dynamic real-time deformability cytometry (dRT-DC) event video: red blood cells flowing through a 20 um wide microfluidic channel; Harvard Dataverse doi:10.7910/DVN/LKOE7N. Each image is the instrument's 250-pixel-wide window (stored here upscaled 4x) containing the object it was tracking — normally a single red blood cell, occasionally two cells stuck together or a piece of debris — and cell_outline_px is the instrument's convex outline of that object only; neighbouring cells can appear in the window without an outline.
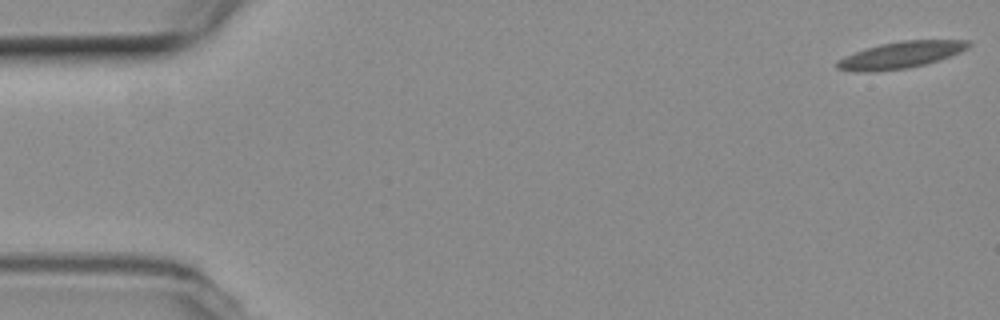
{"species": "common noctule bat (a hibernating species)", "species_latin": "Nyctalus noctula", "temperature_condition": "room temperature", "stored_images_in_passage": 56, "camera_frame_rate_fps": 3000, "um_per_image_px": 0.085, "animal": {"sex": "female", "body_mass_g": 19.3, "forearm_length_mm": 54.1}, "frame": {"image": 1, "passage_image": 1, "time_ms": 0.0, "image_size_px": [1000, 320], "cell_outline_px": [[972, 44], [968, 48], [960, 52], [924, 64], [908, 68], [872, 72], [856, 72], [836, 68], [836, 60], [844, 56], [880, 44], [904, 40], [968, 40]], "centroid_in_image_um": [76.53, 4.67], "position_along_channel_um": 8.5, "area_um2": 20.23}}
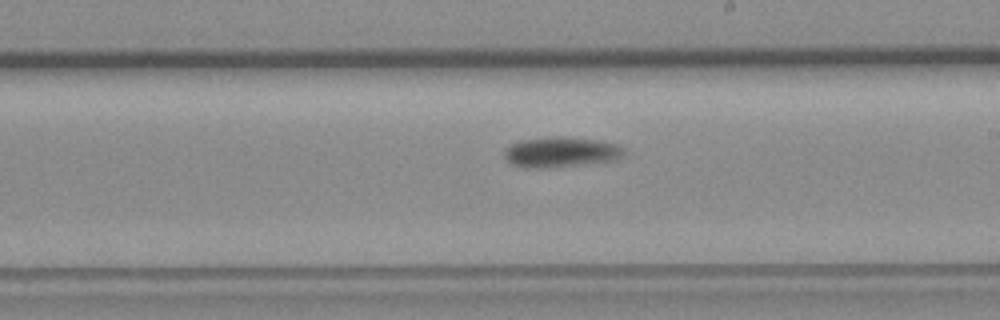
{"frame": {"image": 2, "passage_image": 32, "time_ms": 10.333, "image_size_px": [1000, 320], "cell_outline_px": [[624, 152], [620, 156], [612, 160], [540, 168], [524, 168], [512, 164], [504, 156], [504, 152], [512, 144], [520, 140], [548, 136], [560, 136], [600, 140], [616, 144], [624, 148]], "centroid_in_image_um": [47.63, 12.9], "position_along_channel_um": 241.4, "area_um2": 20.75}}
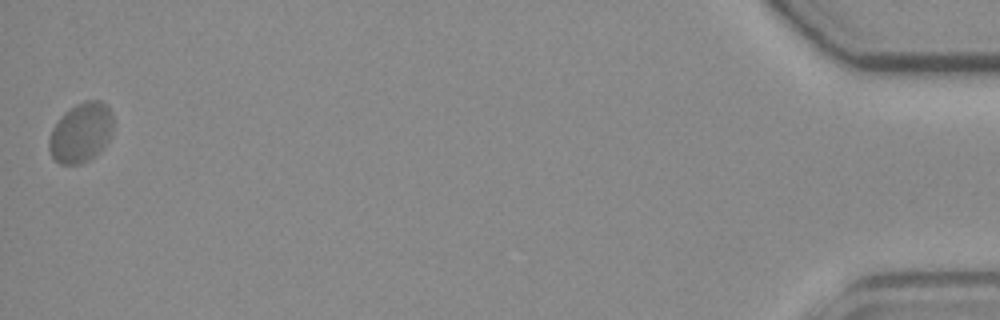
{"frame": {"image": 3, "passage_image": 56, "time_ms": 18.333, "image_size_px": [1000, 320], "cell_outline_px": [[112, 132], [104, 148], [88, 160], [80, 164], [60, 164], [52, 156], [48, 148], [48, 140], [52, 128], [60, 116], [64, 112], [76, 104], [84, 100], [100, 100], [108, 108], [112, 116]], "centroid_in_image_um": [6.86, 11.27], "position_along_channel_um": 428.3, "area_um2": 22.31}, "authors_computed_cell_mechanics": {"area_um2": 20.23, "velocity_mm_per_s": 3.6179, "shape_relaxation_time_tau1_ms": 8.7866, "shape_relaxation_time_tau2_ms": null, "deformation_change_tau1": 0.1665, "deformation_change_tau2": null}}